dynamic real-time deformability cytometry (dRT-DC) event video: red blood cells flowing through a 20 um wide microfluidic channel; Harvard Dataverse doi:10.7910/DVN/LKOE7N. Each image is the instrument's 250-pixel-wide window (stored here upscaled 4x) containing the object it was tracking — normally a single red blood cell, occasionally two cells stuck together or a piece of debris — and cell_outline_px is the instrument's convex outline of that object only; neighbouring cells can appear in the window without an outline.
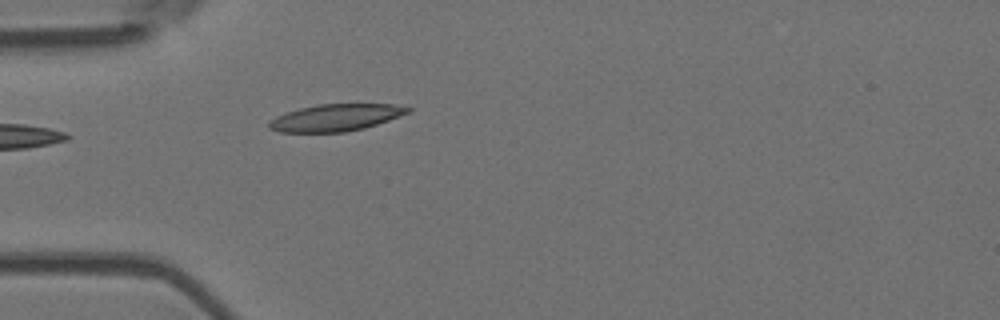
{"species": "Egyptian fruit bat (a non-hibernating species)", "species_latin": "Rousettus aegyptiacus", "temperature_condition": "room temperature", "stored_images_in_passage": 5, "camera_frame_rate_fps": 3000, "um_per_image_px": 0.085, "animal": {"sex": "female"}, "frame": {"image": 1, "passage_image": 5, "time_ms": 1.333, "image_size_px": [1000, 320], "cell_outline_px": [[412, 108], [408, 112], [388, 120], [364, 128], [344, 132], [280, 132], [268, 128], [268, 120], [284, 112], [300, 108], [320, 104], [392, 104]], "centroid_in_image_um": [28.46, 9.99], "position_along_channel_um": 56.5, "area_um2": 21.68}}